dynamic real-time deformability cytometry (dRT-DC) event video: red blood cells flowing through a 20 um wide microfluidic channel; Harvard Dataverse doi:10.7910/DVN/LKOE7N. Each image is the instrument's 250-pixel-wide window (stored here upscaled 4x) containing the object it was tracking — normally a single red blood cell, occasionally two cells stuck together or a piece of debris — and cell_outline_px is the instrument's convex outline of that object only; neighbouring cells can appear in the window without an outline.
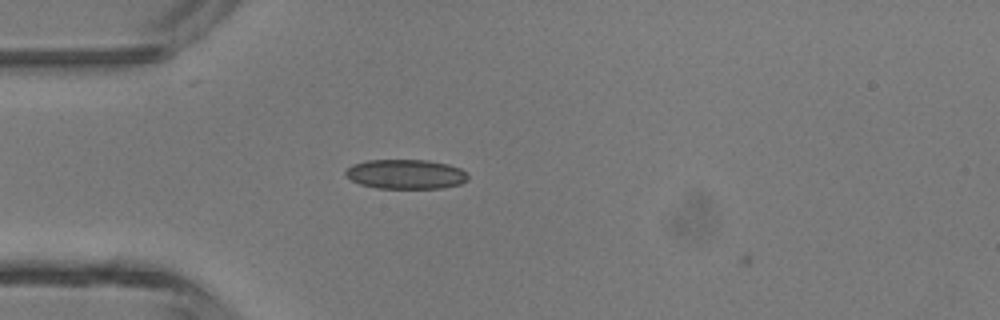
{"species": "common noctule bat (a hibernating species)", "species_latin": "Nyctalus noctula", "temperature_condition": "room temperature", "stored_images_in_passage": 1, "camera_frame_rate_fps": 3000, "um_per_image_px": 0.085, "animal": {"sex": "male", "body_mass_g": 13.3}, "frame": {"image": 1, "passage_image": 1, "time_ms": 0.0, "image_size_px": [1000, 320], "cell_outline_px": [[468, 180], [460, 184], [440, 188], [376, 188], [360, 184], [352, 180], [344, 172], [352, 164], [364, 160], [428, 160], [448, 164], [460, 168], [468, 172]], "centroid_in_image_um": [34.51, 14.8], "position_along_channel_um": 50.5, "area_um2": 21.15}}